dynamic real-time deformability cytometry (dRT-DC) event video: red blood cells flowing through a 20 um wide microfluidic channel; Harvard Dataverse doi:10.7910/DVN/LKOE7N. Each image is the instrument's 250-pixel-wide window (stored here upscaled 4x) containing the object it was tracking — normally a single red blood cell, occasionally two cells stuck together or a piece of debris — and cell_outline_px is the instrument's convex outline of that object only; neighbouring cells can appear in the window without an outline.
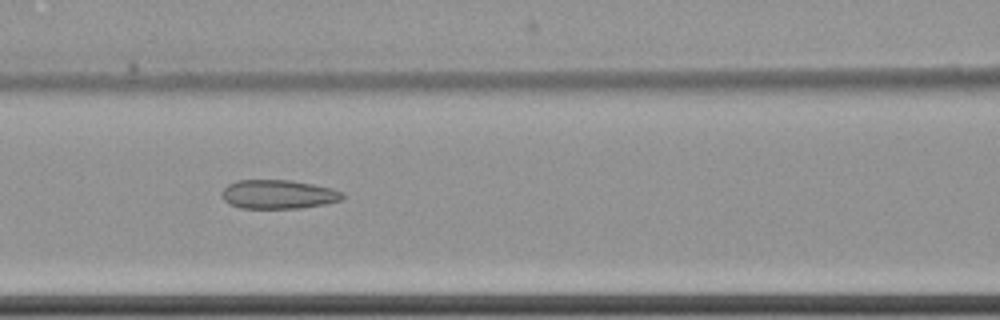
{"species": "common noctule bat (a hibernating species)", "species_latin": "Nyctalus noctula", "temperature_condition": "cold", "stored_images_in_passage": 10, "camera_frame_rate_fps": 3000, "um_per_image_px": 0.085, "animal": {"sex": "female", "body_mass_g": 22.7, "forearm_length_mm": 54.2}, "frame": {"image": 1, "passage_image": 7, "time_ms": 8.333, "image_size_px": [1000, 320], "cell_outline_px": [[344, 200], [328, 204], [300, 208], [240, 208], [228, 204], [220, 196], [220, 192], [228, 184], [236, 180], [288, 180], [312, 184], [332, 188], [344, 192]], "centroid_in_image_um": [23.66, 16.52], "position_along_channel_um": 142.9, "area_um2": 20.69}}
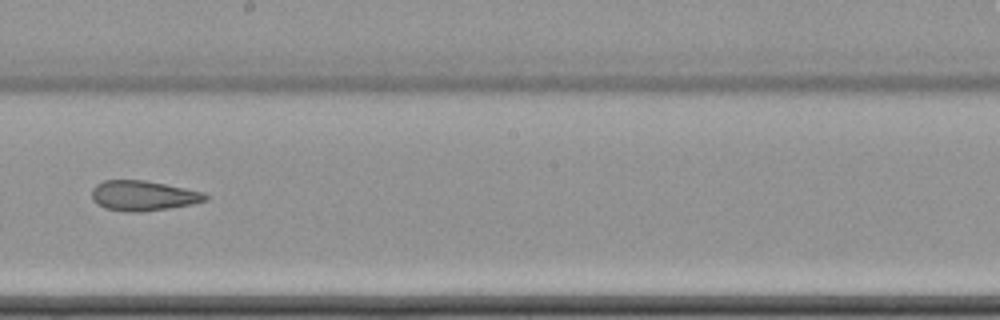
{"frame": {"image": 2, "passage_image": 9, "time_ms": 11.0, "image_size_px": [1000, 320], "cell_outline_px": [[208, 200], [192, 204], [144, 212], [128, 212], [104, 208], [96, 204], [92, 200], [92, 188], [96, 184], [104, 180], [144, 180], [204, 192], [208, 196]], "centroid_in_image_um": [12.14, 16.64], "position_along_channel_um": 236.1, "area_um2": 20.0}}
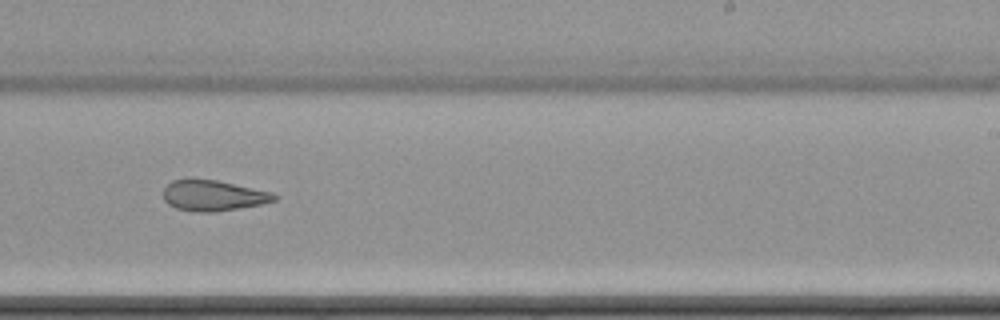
{"frame": {"image": 3, "passage_image": 10, "time_ms": 12.0, "image_size_px": [1000, 320], "cell_outline_px": [[276, 200], [264, 204], [216, 212], [200, 212], [176, 208], [168, 204], [164, 200], [164, 188], [172, 180], [216, 180], [272, 192], [276, 196]], "centroid_in_image_um": [18.14, 16.64], "position_along_channel_um": 270.9, "area_um2": 19.59}}